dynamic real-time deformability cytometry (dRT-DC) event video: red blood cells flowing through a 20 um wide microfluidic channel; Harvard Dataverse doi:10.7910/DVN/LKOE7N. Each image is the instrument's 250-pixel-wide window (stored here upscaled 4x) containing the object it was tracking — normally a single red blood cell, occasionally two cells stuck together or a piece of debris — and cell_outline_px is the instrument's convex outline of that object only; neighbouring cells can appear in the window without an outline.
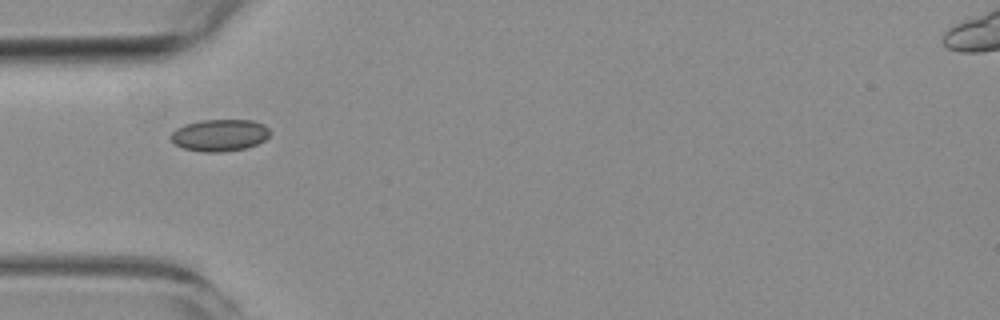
{"species": "common noctule bat (a hibernating species)", "species_latin": "Nyctalus noctula", "temperature_condition": "room temperature", "stored_images_in_passage": 3, "camera_frame_rate_fps": 3000, "um_per_image_px": 0.085, "animal": {"sex": "female", "body_mass_g": 19.3, "forearm_length_mm": 54.1}, "frame": {"image": 1, "passage_image": 1, "time_ms": 0.0, "image_size_px": [1000, 320], "cell_outline_px": [[272, 132], [264, 140], [256, 144], [244, 148], [220, 152], [204, 152], [184, 148], [176, 144], [168, 136], [176, 128], [184, 124], [200, 120], [252, 120], [264, 124]], "centroid_in_image_um": [18.66, 11.48], "position_along_channel_um": 66.3, "area_um2": 18.44}}
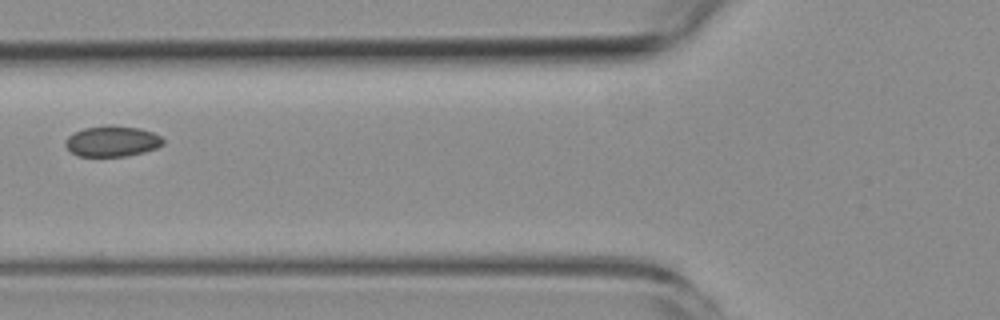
{"frame": {"image": 2, "passage_image": 2, "time_ms": 1.333, "image_size_px": [1000, 320], "cell_outline_px": [[164, 144], [156, 148], [144, 152], [128, 156], [80, 156], [72, 152], [64, 144], [68, 136], [84, 128], [104, 124], [112, 124], [140, 128], [152, 132], [160, 136], [164, 140]], "centroid_in_image_um": [9.56, 11.99], "position_along_channel_um": 116.2, "area_um2": 17.63}}
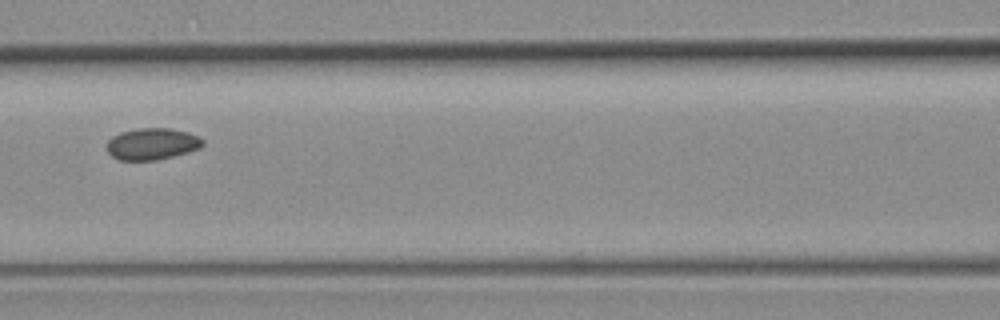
{"frame": {"image": 3, "passage_image": 3, "time_ms": 2.333, "image_size_px": [1000, 320], "cell_outline_px": [[204, 144], [200, 148], [188, 152], [156, 160], [120, 160], [112, 156], [108, 152], [108, 140], [112, 136], [120, 132], [140, 128], [168, 128], [188, 132], [200, 136], [204, 140]], "centroid_in_image_um": [12.95, 12.22], "position_along_channel_um": 153.6, "area_um2": 17.69}}